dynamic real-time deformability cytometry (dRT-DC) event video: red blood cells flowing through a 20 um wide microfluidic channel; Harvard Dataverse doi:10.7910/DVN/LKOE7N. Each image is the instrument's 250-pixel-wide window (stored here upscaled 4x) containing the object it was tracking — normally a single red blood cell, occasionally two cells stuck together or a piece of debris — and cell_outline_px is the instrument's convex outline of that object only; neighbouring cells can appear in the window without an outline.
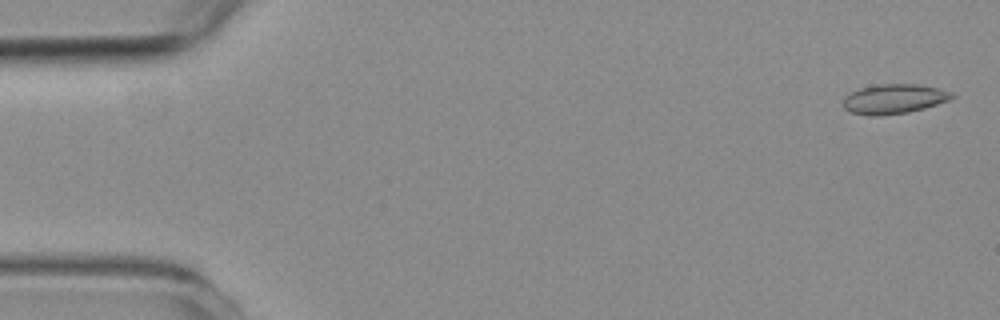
{"species": "common noctule bat (a hibernating species)", "species_latin": "Nyctalus noctula", "temperature_condition": "room temperature", "stored_images_in_passage": 54, "camera_frame_rate_fps": 3000, "um_per_image_px": 0.085, "animal": {"sex": "female", "body_mass_g": 19.3, "forearm_length_mm": 54.1}, "frame": {"image": 1, "passage_image": 2, "time_ms": 0.333, "image_size_px": [1000, 320], "cell_outline_px": [[956, 96], [948, 100], [924, 108], [908, 112], [880, 116], [868, 116], [852, 112], [844, 108], [840, 104], [844, 96], [860, 88], [880, 84], [920, 84], [956, 92]], "centroid_in_image_um": [75.98, 8.41], "position_along_channel_um": 9.0, "area_um2": 19.02}}
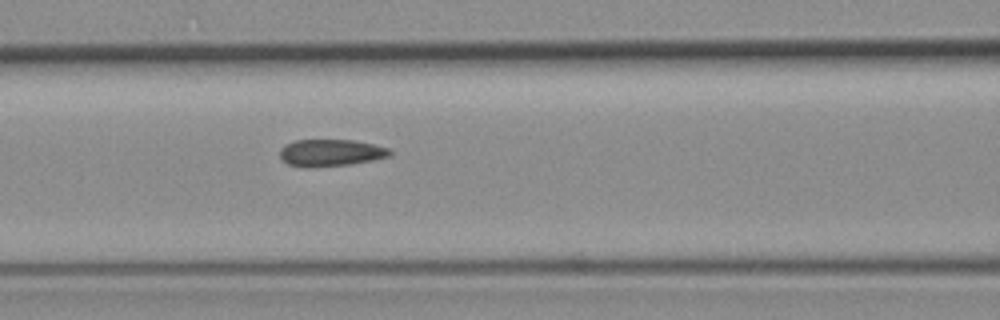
{"frame": {"image": 2, "passage_image": 24, "time_ms": 7.667, "image_size_px": [1000, 320], "cell_outline_px": [[392, 152], [388, 156], [372, 160], [348, 164], [312, 168], [308, 168], [288, 164], [280, 156], [280, 148], [284, 144], [296, 140], [352, 140], [372, 144], [388, 148]], "centroid_in_image_um": [28.06, 12.98], "position_along_channel_um": 138.5, "area_um2": 17.17}}
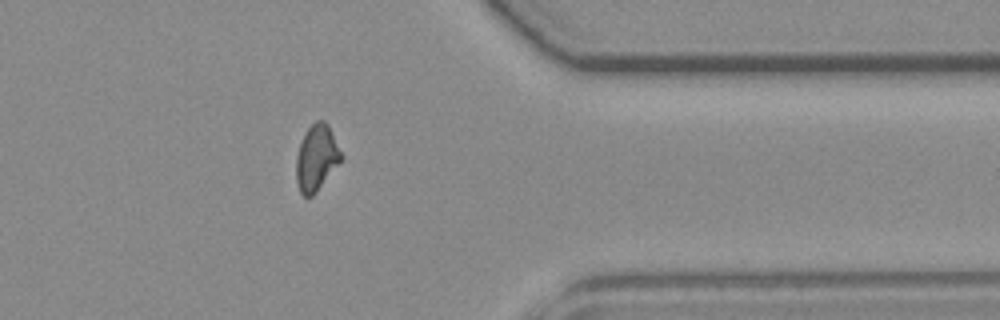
{"frame": {"image": 3, "passage_image": 46, "time_ms": 15.0, "image_size_px": [1000, 320], "cell_outline_px": [[344, 156], [316, 192], [312, 196], [304, 196], [300, 192], [296, 180], [296, 156], [304, 132], [316, 120], [324, 120], [328, 124]], "centroid_in_image_um": [26.9, 13.39], "position_along_channel_um": 384.5, "area_um2": 17.22}, "authors_computed_cell_mechanics": {"area_um2": 17.6868, "velocity_mm_per_s": 3.5723, "shape_relaxation_time_tau1_ms": null, "shape_relaxation_time_tau2_ms": 2.4266, "deformation_change_tau1": null, "deformation_change_tau2": 0.0638}}